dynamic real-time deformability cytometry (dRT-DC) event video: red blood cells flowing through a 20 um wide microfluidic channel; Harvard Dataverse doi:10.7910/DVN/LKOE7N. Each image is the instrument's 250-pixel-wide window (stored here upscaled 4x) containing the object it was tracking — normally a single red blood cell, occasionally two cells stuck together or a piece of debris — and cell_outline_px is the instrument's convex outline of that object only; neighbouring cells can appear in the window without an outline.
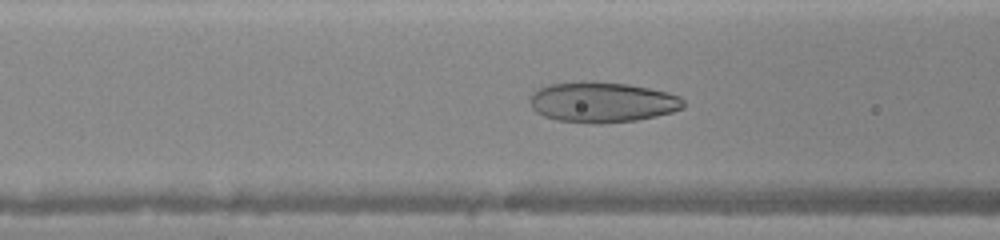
{"species": "human", "species_latin": "Homo sapiens", "temperature_condition": "warm", "stored_images_in_passage": 45, "camera_frame_rate_fps": 3000, "um_per_image_px": 0.085, "donor": {"sex": "female"}, "frame": {"image": 1, "passage_image": 18, "time_ms": 5.667, "image_size_px": [1000, 240], "cell_outline_px": [[684, 108], [672, 112], [656, 116], [636, 120], [600, 124], [596, 124], [556, 120], [544, 116], [536, 112], [532, 108], [528, 100], [532, 92], [548, 84], [584, 80], [592, 80], [628, 84], [668, 92], [680, 96], [684, 100]], "centroid_in_image_um": [51.16, 8.67], "position_along_channel_um": 115.4, "area_um2": 36.7}}
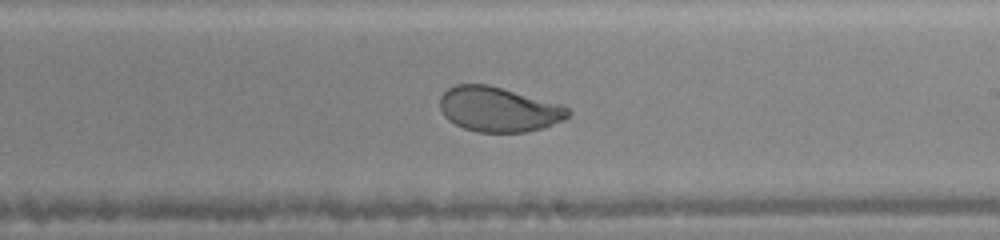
{"frame": {"image": 2, "passage_image": 27, "time_ms": 8.667, "image_size_px": [1000, 240], "cell_outline_px": [[572, 112], [564, 120], [544, 128], [524, 132], [476, 132], [464, 128], [448, 120], [444, 116], [440, 108], [440, 96], [448, 88], [456, 84], [488, 84], [564, 104]], "centroid_in_image_um": [42.41, 9.29], "position_along_channel_um": 246.6, "area_um2": 33.87}}
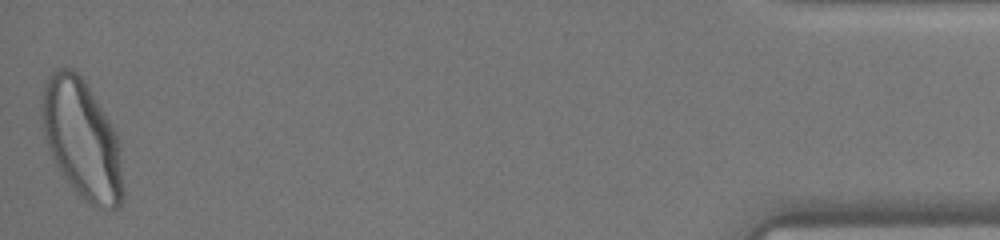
{"frame": {"image": 3, "passage_image": 45, "time_ms": 14.667, "image_size_px": [1000, 240], "cell_outline_px": [[124, 204], [120, 208], [100, 208], [84, 200], [64, 176], [56, 164], [48, 148], [44, 136], [40, 116], [40, 104], [44, 84], [48, 76], [56, 68], [72, 68], [84, 80], [116, 132], [120, 152], [124, 192]], "centroid_in_image_um": [6.95, 11.84], "position_along_channel_um": 428.2, "area_um2": 56.3}}